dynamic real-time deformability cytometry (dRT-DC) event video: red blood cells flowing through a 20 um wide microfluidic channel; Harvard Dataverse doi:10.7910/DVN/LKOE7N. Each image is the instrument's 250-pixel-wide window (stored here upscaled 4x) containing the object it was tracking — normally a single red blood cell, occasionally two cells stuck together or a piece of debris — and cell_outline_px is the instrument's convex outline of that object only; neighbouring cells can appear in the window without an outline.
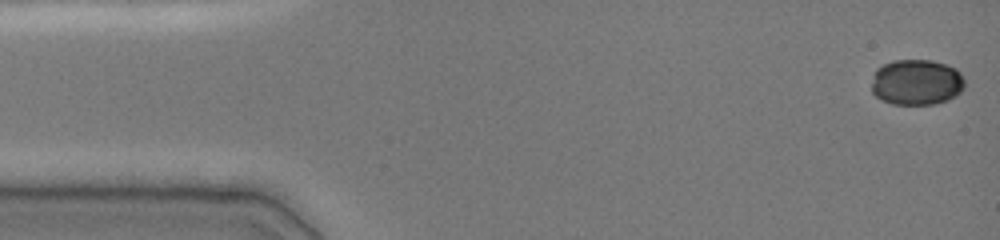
{"species": "common noctule bat (a hibernating species)", "species_latin": "Nyctalus noctula", "temperature_condition": "cold", "stored_images_in_passage": 10, "camera_frame_rate_fps": 3000, "um_per_image_px": 0.085, "animal": {"sex": "female", "body_mass_g": 19.0, "forearm_length_mm": 51.5}, "frame": {"image": 1, "passage_image": 1, "time_ms": 0.0, "image_size_px": [1000, 240], "cell_outline_px": [[964, 88], [956, 96], [948, 100], [936, 104], [892, 104], [880, 100], [872, 92], [872, 84], [876, 68], [892, 60], [932, 60], [956, 68], [960, 72], [964, 80]], "centroid_in_image_um": [77.91, 6.99], "position_along_channel_um": 7.1, "area_um2": 25.03}}
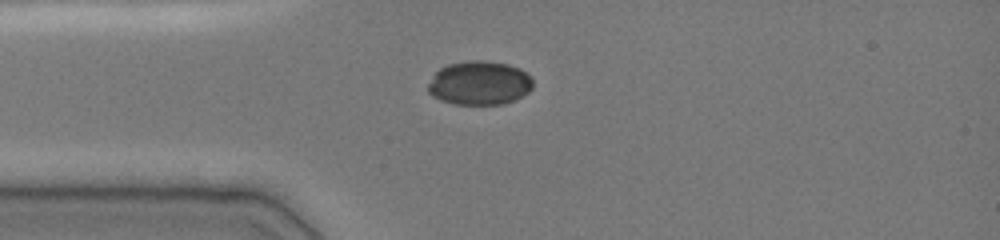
{"frame": {"image": 2, "passage_image": 7, "time_ms": 3.667, "image_size_px": [1000, 240], "cell_outline_px": [[532, 88], [528, 92], [504, 104], [456, 104], [440, 100], [432, 96], [428, 92], [428, 84], [432, 76], [440, 68], [448, 64], [472, 60], [484, 60], [508, 64], [520, 68], [532, 76]], "centroid_in_image_um": [40.75, 7.05], "position_along_channel_um": 44.3, "area_um2": 26.88}}
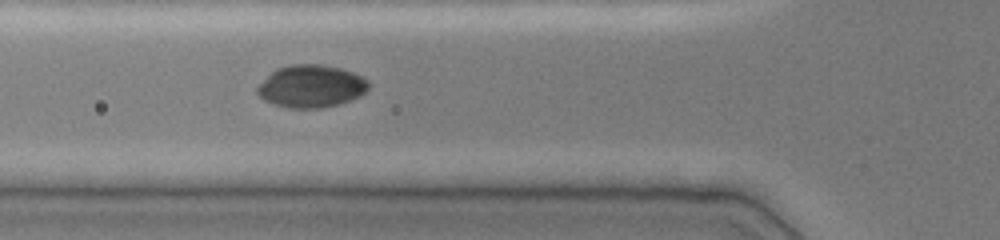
{"frame": {"image": 3, "passage_image": 10, "time_ms": 5.333, "image_size_px": [1000, 240], "cell_outline_px": [[372, 84], [360, 96], [352, 100], [320, 108], [288, 108], [264, 100], [256, 92], [256, 88], [276, 68], [292, 64], [320, 64], [340, 68], [352, 72], [368, 80]], "centroid_in_image_um": [26.47, 7.33], "position_along_channel_um": 99.3, "area_um2": 27.46}}